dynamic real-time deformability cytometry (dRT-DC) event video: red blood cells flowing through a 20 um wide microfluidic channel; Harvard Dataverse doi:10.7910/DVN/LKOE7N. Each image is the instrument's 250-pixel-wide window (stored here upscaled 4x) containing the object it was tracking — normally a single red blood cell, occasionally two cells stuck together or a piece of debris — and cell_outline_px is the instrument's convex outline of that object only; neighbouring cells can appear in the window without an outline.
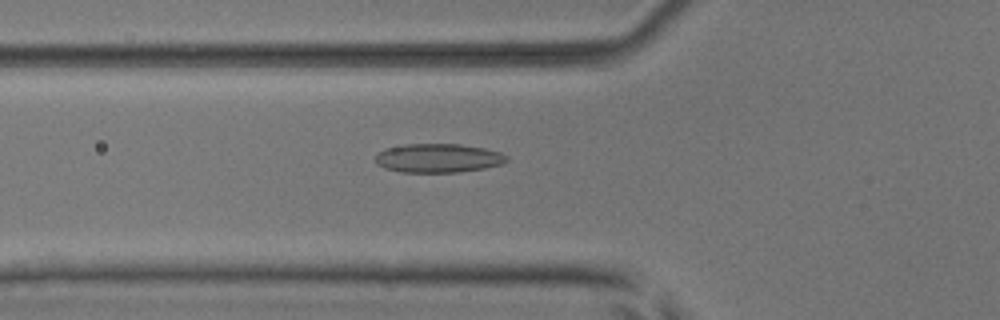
{"species": "common noctule bat (a hibernating species)", "species_latin": "Nyctalus noctula", "temperature_condition": "room temperature", "stored_images_in_passage": 52, "segment_of_instrument_passage": [1, 2], "camera_frame_rate_fps": 3000, "um_per_image_px": 0.085, "animal": {"sex": "male", "body_mass_g": 17.9, "forearm_length_mm": 54.2}, "frame": {"image": 1, "passage_image": 19, "time_ms": 6.0, "image_size_px": [1000, 320], "cell_outline_px": [[508, 160], [504, 164], [484, 168], [460, 172], [400, 172], [384, 168], [376, 164], [376, 152], [384, 148], [404, 144], [460, 144], [484, 148], [500, 152], [508, 156]], "centroid_in_image_um": [37.23, 13.44], "position_along_channel_um": 88.6, "area_um2": 22.37}}
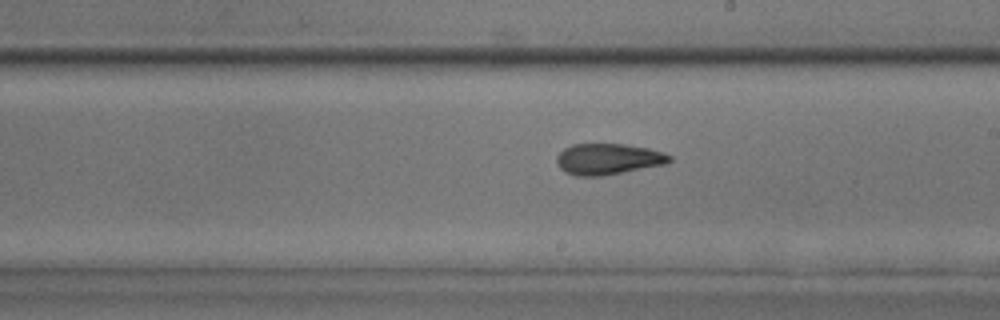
{"frame": {"image": 2, "passage_image": 30, "time_ms": 9.667, "image_size_px": [1000, 320], "cell_outline_px": [[672, 160], [664, 164], [600, 176], [576, 176], [564, 172], [560, 168], [556, 160], [556, 156], [564, 148], [572, 144], [624, 144], [648, 148], [664, 152], [672, 156]], "centroid_in_image_um": [51.66, 13.51], "position_along_channel_um": 237.3, "area_um2": 20.35}}
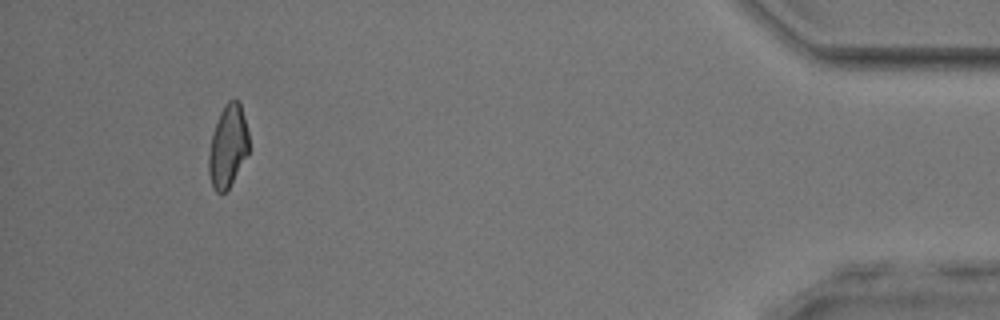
{"frame": {"image": 3, "passage_image": 48, "time_ms": 15.667, "image_size_px": [1000, 320], "cell_outline_px": [[248, 152], [228, 188], [224, 192], [216, 192], [212, 188], [208, 172], [208, 156], [212, 136], [220, 112], [228, 100], [240, 100], [248, 132]], "centroid_in_image_um": [19.35, 12.41], "position_along_channel_um": 415.8, "area_um2": 18.96}}